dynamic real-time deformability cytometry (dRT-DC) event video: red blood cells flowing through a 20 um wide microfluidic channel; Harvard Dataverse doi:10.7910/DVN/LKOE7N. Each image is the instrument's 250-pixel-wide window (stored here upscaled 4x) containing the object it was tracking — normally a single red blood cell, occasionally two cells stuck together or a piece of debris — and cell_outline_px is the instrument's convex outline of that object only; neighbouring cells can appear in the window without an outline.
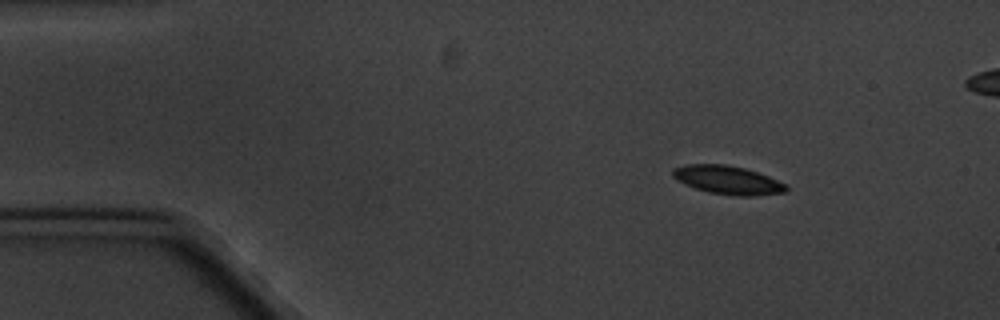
{"species": "common noctule bat (a hibernating species)", "species_latin": "Nyctalus noctula", "temperature_condition": "cold", "stored_images_in_passage": 8, "camera_frame_rate_fps": 3000, "um_per_image_px": 0.085, "animal": {"sex": "male", "body_mass_g": 20.1, "forearm_length_mm": 53.5}, "frame": {"image": 1, "passage_image": 1, "time_ms": 0.0, "image_size_px": [1000, 320], "cell_outline_px": [[788, 188], [784, 192], [756, 196], [736, 196], [708, 192], [684, 184], [676, 180], [672, 176], [672, 168], [684, 164], [724, 164], [744, 168], [768, 176], [788, 184]], "centroid_in_image_um": [61.84, 15.3], "position_along_channel_um": 23.2, "area_um2": 18.96}}